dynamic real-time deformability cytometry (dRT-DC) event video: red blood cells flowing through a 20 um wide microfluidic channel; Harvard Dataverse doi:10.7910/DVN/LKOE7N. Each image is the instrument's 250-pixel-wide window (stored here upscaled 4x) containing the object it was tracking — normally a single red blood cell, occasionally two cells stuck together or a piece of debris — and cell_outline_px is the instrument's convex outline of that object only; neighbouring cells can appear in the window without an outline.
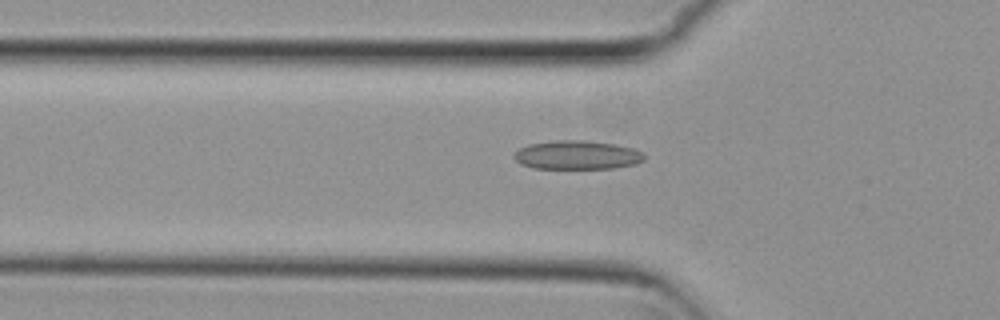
{"species": "common noctule bat (a hibernating species)", "species_latin": "Nyctalus noctula", "temperature_condition": "cold", "stored_images_in_passage": 51, "camera_frame_rate_fps": 3000, "um_per_image_px": 0.085, "animal": {"sex": "female", "body_mass_g": 29.2, "forearm_length_mm": 56.3}, "frame": {"image": 1, "passage_image": 18, "time_ms": 5.667, "image_size_px": [1000, 320], "cell_outline_px": [[644, 160], [636, 164], [612, 168], [532, 168], [520, 164], [512, 156], [520, 148], [528, 144], [556, 140], [584, 140], [616, 144], [632, 148], [644, 152]], "centroid_in_image_um": [49.05, 13.17], "position_along_channel_um": 76.7, "area_um2": 21.91}}
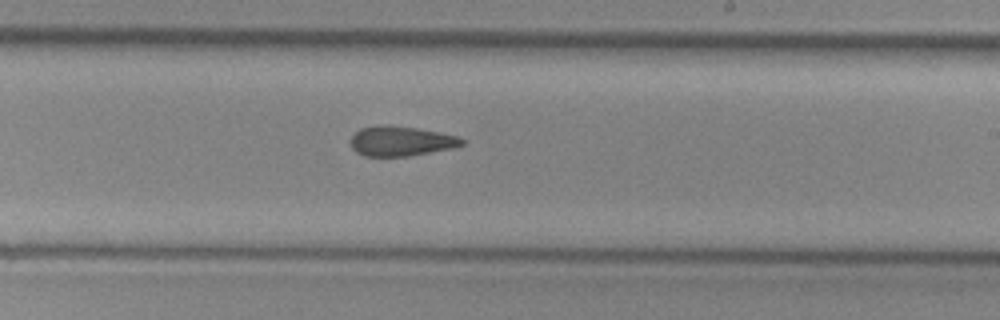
{"frame": {"image": 2, "passage_image": 32, "time_ms": 10.333, "image_size_px": [1000, 320], "cell_outline_px": [[464, 144], [452, 148], [408, 156], [364, 156], [356, 152], [352, 148], [348, 140], [360, 128], [380, 124], [388, 124], [416, 128], [440, 132], [460, 136], [464, 140]], "centroid_in_image_um": [34.05, 11.98], "position_along_channel_um": 254.9, "area_um2": 19.59}}
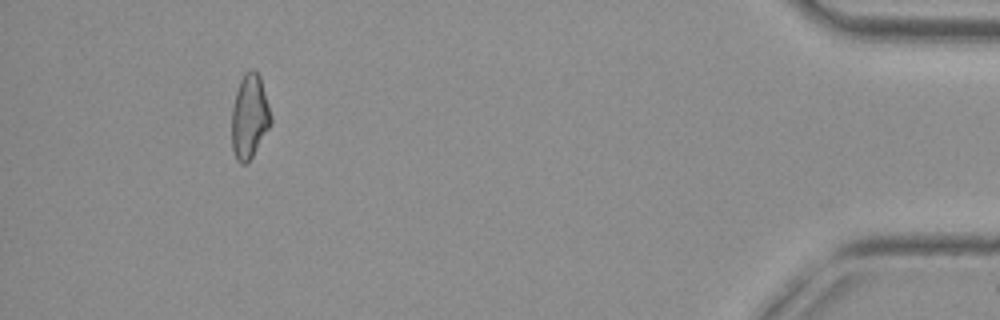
{"frame": {"image": 3, "passage_image": 50, "time_ms": 16.333, "image_size_px": [1000, 320], "cell_outline_px": [[272, 124], [252, 156], [244, 164], [240, 164], [236, 160], [232, 148], [232, 108], [236, 92], [240, 80], [244, 72], [252, 68], [260, 76], [272, 116]], "centroid_in_image_um": [21.21, 9.9], "position_along_channel_um": 414.0, "area_um2": 19.25}}